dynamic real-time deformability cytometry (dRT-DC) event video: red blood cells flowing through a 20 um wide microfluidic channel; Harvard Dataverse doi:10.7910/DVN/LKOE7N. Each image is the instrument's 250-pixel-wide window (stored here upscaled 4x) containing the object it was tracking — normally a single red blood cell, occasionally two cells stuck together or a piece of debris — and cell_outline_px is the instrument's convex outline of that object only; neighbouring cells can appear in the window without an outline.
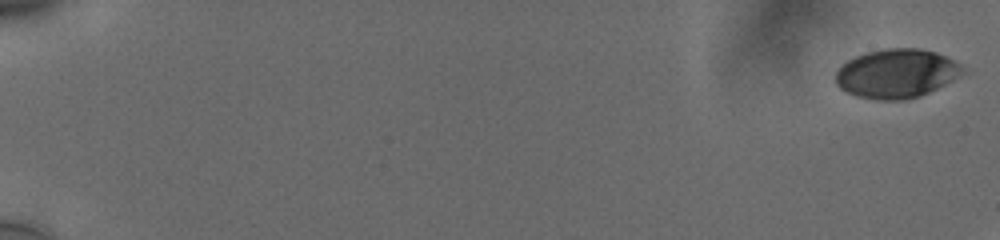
{"species": "human", "species_latin": "Homo sapiens", "temperature_condition": "cold", "stored_images_in_passage": 54, "camera_frame_rate_fps": 3000, "um_per_image_px": 0.085, "donor": {"sex": "male"}, "frame": {"image": 1, "passage_image": 1, "time_ms": 0.0, "image_size_px": [1000, 240], "cell_outline_px": [[964, 72], [960, 76], [920, 96], [904, 100], [876, 100], [856, 96], [840, 88], [836, 84], [836, 72], [840, 64], [856, 56], [868, 52], [884, 48], [920, 48], [936, 52], [960, 64]], "centroid_in_image_um": [76.17, 6.25], "position_along_channel_um": 8.8, "area_um2": 36.18}}
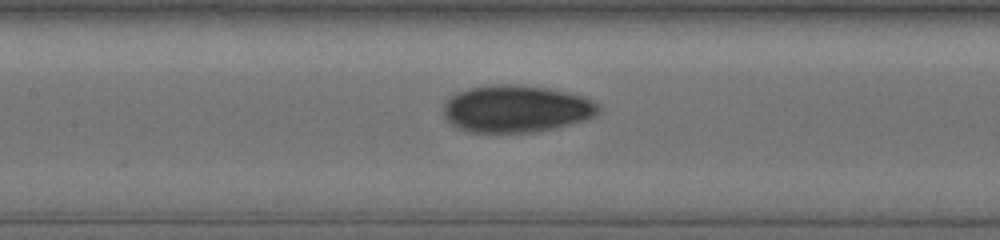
{"frame": {"image": 2, "passage_image": 30, "time_ms": 9.667, "image_size_px": [1000, 240], "cell_outline_px": [[600, 112], [596, 116], [584, 120], [552, 128], [532, 132], [472, 132], [460, 128], [452, 124], [444, 116], [444, 104], [456, 92], [468, 88], [492, 84], [520, 84], [548, 88], [568, 92], [584, 96], [600, 104]], "centroid_in_image_um": [43.91, 9.22], "position_along_channel_um": 163.5, "area_um2": 42.66}}
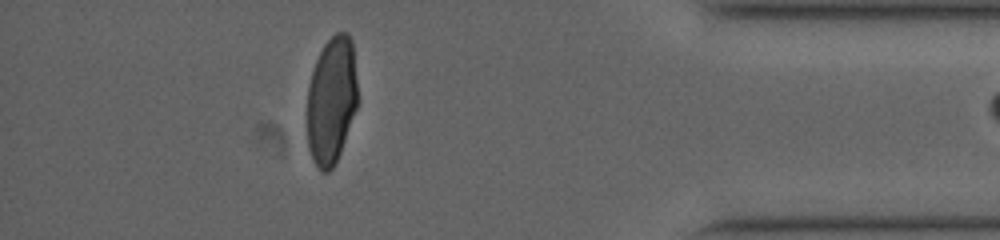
{"frame": {"image": 3, "passage_image": 52, "time_ms": 17.0, "image_size_px": [1000, 240], "cell_outline_px": [[360, 100], [340, 152], [332, 168], [328, 172], [320, 172], [312, 160], [308, 148], [308, 84], [316, 60], [324, 44], [336, 32], [348, 32], [352, 40]], "centroid_in_image_um": [28.21, 8.51], "position_along_channel_um": 407.0, "area_um2": 38.03}}